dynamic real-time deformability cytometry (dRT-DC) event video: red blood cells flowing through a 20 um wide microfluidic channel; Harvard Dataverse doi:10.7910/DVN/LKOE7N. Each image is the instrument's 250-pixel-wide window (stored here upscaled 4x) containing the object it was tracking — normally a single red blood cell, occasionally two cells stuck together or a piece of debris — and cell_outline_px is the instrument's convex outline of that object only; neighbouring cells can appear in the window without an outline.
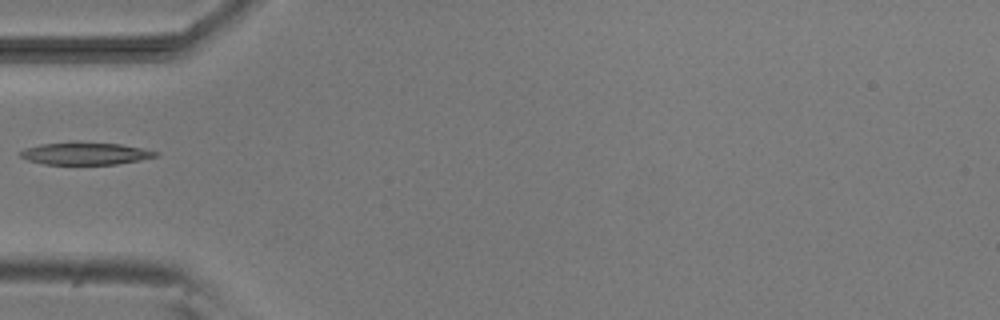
{"species": "common noctule bat (a hibernating species)", "species_latin": "Nyctalus noctula", "temperature_condition": "room temperature", "stored_images_in_passage": 6, "camera_frame_rate_fps": 3000, "um_per_image_px": 0.085, "animal": {"sex": "male", "body_mass_g": 20.5, "forearm_length_mm": 52.5}, "frame": {"image": 1, "passage_image": 5, "time_ms": 5.333, "image_size_px": [1000, 320], "cell_outline_px": [[160, 156], [140, 160], [116, 164], [44, 164], [28, 160], [20, 156], [20, 152], [24, 148], [40, 144], [120, 144], [160, 152]], "centroid_in_image_um": [7.29, 13.08], "position_along_channel_um": 77.7, "area_um2": 16.88}}
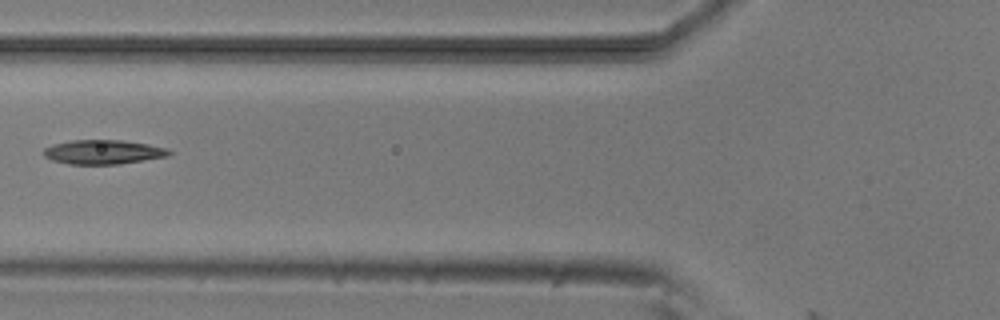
{"frame": {"image": 2, "passage_image": 6, "time_ms": 6.333, "image_size_px": [1000, 320], "cell_outline_px": [[172, 152], [168, 156], [120, 164], [68, 164], [52, 160], [44, 156], [44, 148], [52, 144], [72, 140], [124, 140], [148, 144], [168, 148]], "centroid_in_image_um": [8.78, 12.92], "position_along_channel_um": 117.0, "area_um2": 17.8}}